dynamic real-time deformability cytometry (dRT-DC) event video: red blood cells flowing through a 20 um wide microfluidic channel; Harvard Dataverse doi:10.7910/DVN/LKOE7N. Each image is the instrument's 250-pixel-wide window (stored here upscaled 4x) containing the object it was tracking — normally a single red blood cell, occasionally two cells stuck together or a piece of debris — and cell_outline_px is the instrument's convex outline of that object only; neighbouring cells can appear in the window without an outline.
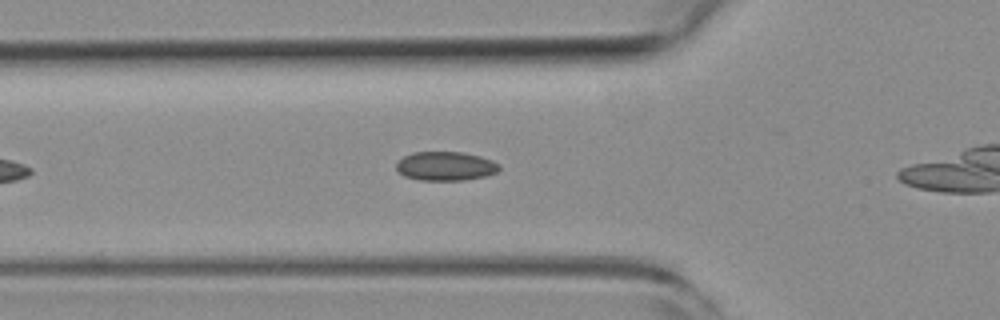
{"species": "common noctule bat (a hibernating species)", "species_latin": "Nyctalus noctula", "temperature_condition": "room temperature", "stored_images_in_passage": 17, "camera_frame_rate_fps": 3000, "um_per_image_px": 0.085, "animal": {"sex": "female", "body_mass_g": 19.3, "forearm_length_mm": 54.1}, "frame": {"image": 1, "passage_image": 10, "time_ms": 3.0, "image_size_px": [1000, 320], "cell_outline_px": [[500, 168], [496, 172], [488, 176], [464, 180], [420, 180], [404, 176], [396, 168], [396, 164], [404, 156], [412, 152], [464, 152], [480, 156], [492, 160], [500, 164]], "centroid_in_image_um": [37.9, 14.12], "position_along_channel_um": 87.9, "area_um2": 17.46}}